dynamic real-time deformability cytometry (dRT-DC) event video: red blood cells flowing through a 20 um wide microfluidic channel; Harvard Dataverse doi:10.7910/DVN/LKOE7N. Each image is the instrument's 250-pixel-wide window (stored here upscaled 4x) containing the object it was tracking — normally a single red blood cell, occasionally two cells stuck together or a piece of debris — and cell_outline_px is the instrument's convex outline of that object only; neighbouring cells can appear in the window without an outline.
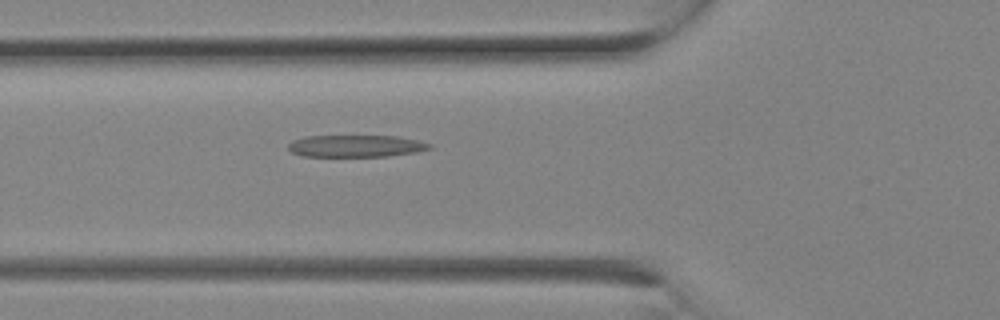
{"species": "Egyptian fruit bat (a non-hibernating species)", "species_latin": "Rousettus aegyptiacus", "temperature_condition": "room temperature", "stored_images_in_passage": 6, "camera_frame_rate_fps": 3000, "um_per_image_px": 0.085, "animal": {"sex": "female"}, "frame": {"image": 1, "passage_image": 6, "time_ms": 1.667, "image_size_px": [1000, 320], "cell_outline_px": [[432, 148], [416, 152], [388, 156], [300, 156], [292, 152], [288, 148], [288, 144], [292, 140], [304, 136], [396, 136], [416, 140], [432, 144]], "centroid_in_image_um": [30.22, 12.41], "position_along_channel_um": 95.6, "area_um2": 18.09}}